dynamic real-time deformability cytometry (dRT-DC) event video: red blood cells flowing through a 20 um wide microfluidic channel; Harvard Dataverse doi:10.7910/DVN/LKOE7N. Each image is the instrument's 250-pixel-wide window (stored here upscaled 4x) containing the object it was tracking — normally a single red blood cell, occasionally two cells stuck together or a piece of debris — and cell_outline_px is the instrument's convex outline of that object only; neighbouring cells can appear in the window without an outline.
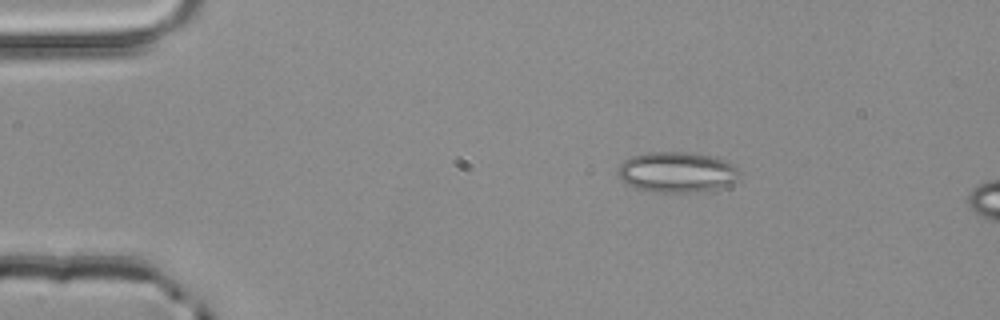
{"species": "common noctule bat (a hibernating species)", "species_latin": "Nyctalus noctula", "temperature_condition": "room temperature", "stored_images_in_passage": 3, "camera_frame_rate_fps": 3000, "um_per_image_px": 0.085, "animal": {"sex": "male", "body_mass_g": 20.4}, "frame": {"image": 1, "passage_image": 1, "time_ms": 0.0, "image_size_px": [1000, 320], "cell_outline_px": [[740, 172], [736, 180], [720, 188], [696, 192], [656, 192], [632, 188], [620, 180], [616, 172], [620, 164], [624, 160], [632, 156], [648, 152], [692, 152], [716, 156], [728, 160]], "centroid_in_image_um": [57.51, 14.62], "position_along_channel_um": 27.5, "area_um2": 29.19}}